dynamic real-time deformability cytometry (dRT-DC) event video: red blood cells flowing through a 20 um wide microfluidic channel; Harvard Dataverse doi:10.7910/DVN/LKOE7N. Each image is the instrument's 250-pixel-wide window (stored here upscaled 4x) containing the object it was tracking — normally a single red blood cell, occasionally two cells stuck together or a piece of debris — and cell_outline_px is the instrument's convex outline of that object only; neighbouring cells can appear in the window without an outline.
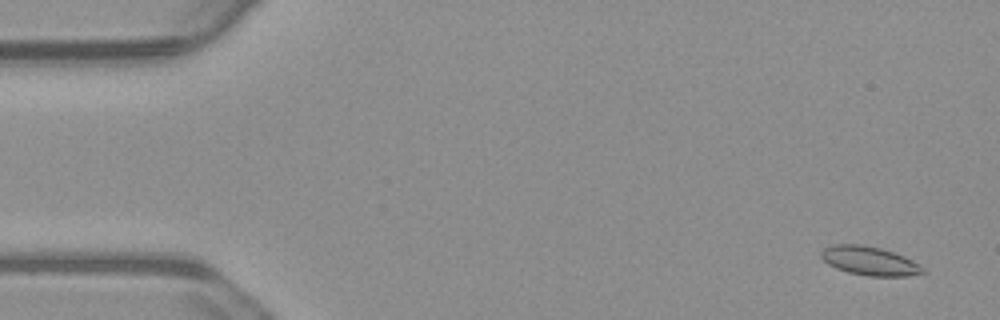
{"species": "common noctule bat (a hibernating species)", "species_latin": "Nyctalus noctula", "temperature_condition": "warm", "stored_images_in_passage": 56, "camera_frame_rate_fps": 3000, "um_per_image_px": 0.085, "animal": {"sex": "male", "body_mass_g": 23.1, "forearm_length_mm": 52.7}, "frame": {"image": 1, "passage_image": 3, "time_ms": 0.667, "image_size_px": [1000, 320], "cell_outline_px": [[928, 272], [908, 276], [868, 276], [848, 272], [836, 268], [828, 264], [820, 256], [820, 252], [824, 248], [832, 244], [860, 244], [880, 248], [904, 256], [920, 264]], "centroid_in_image_um": [73.92, 22.18], "position_along_channel_um": 11.1, "area_um2": 17.17}}
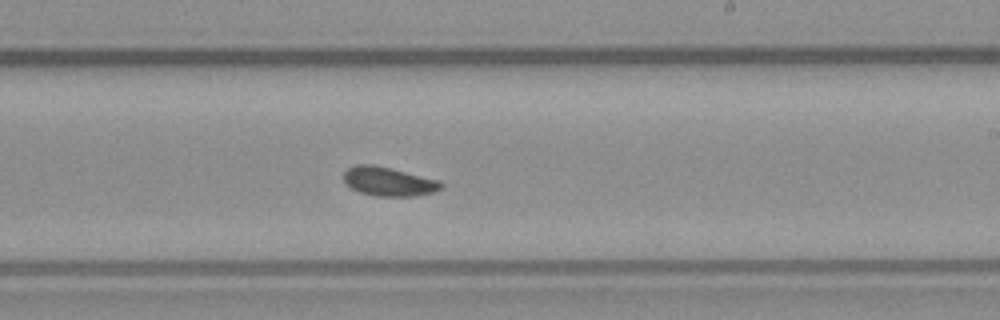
{"frame": {"image": 2, "passage_image": 33, "time_ms": 10.667, "image_size_px": [1000, 320], "cell_outline_px": [[444, 188], [432, 192], [412, 196], [376, 196], [360, 192], [352, 188], [344, 180], [344, 172], [348, 168], [356, 164], [372, 164], [392, 168], [440, 180], [444, 184]], "centroid_in_image_um": [33.07, 15.41], "position_along_channel_um": 255.9, "area_um2": 16.47}}
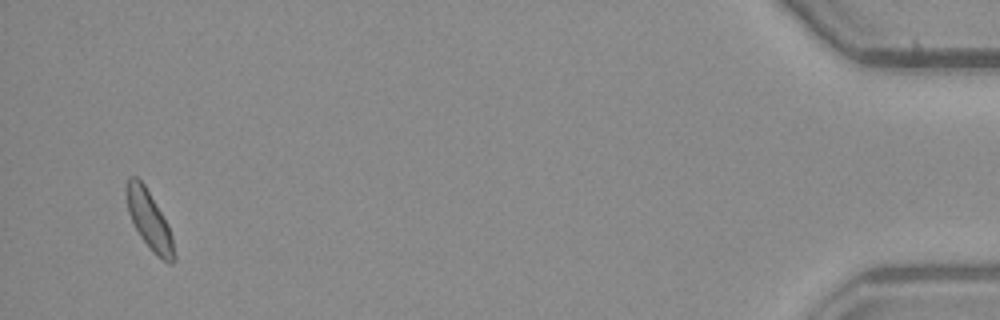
{"frame": {"image": 3, "passage_image": 54, "time_ms": 17.667, "image_size_px": [1000, 320], "cell_outline_px": [[176, 260], [172, 264], [168, 264], [140, 236], [128, 212], [124, 188], [128, 176], [136, 176], [144, 184], [168, 224], [172, 236], [176, 256]], "centroid_in_image_um": [12.67, 18.65], "position_along_channel_um": 422.5, "area_um2": 16.01}, "authors_computed_cell_mechanics": {"area_um2": 16.4152, "velocity_mm_per_s": 3.6815, "shape_relaxation_time_tau1_ms": 2.8377, "shape_relaxation_time_tau2_ms": 2.2346, "deformation_change_tau1": 0.0776, "deformation_change_tau2": 0.0767}}